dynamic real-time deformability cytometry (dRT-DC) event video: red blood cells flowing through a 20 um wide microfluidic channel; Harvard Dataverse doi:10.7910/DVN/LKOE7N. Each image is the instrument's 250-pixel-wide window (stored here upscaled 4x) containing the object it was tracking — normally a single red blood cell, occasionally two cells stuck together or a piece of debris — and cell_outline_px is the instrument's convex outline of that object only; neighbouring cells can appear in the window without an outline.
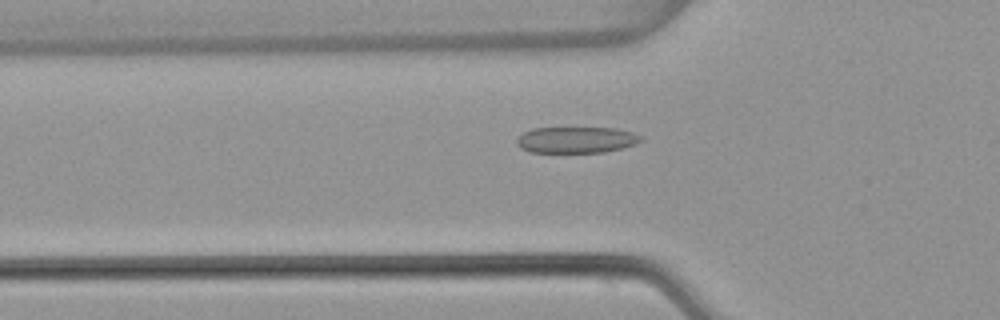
{"species": "common noctule bat (a hibernating species)", "species_latin": "Nyctalus noctula", "temperature_condition": "warm", "stored_images_in_passage": 49, "camera_frame_rate_fps": 3000, "um_per_image_px": 0.085, "animal": {"sex": "female", "body_mass_g": 22.7, "forearm_length_mm": 54.2}, "frame": {"image": 1, "passage_image": 14, "time_ms": 4.333, "image_size_px": [1000, 320], "cell_outline_px": [[644, 140], [636, 144], [604, 152], [532, 152], [520, 148], [516, 144], [516, 140], [524, 132], [532, 128], [616, 128], [632, 132], [644, 136]], "centroid_in_image_um": [49.02, 11.88], "position_along_channel_um": 76.8, "area_um2": 19.02}}
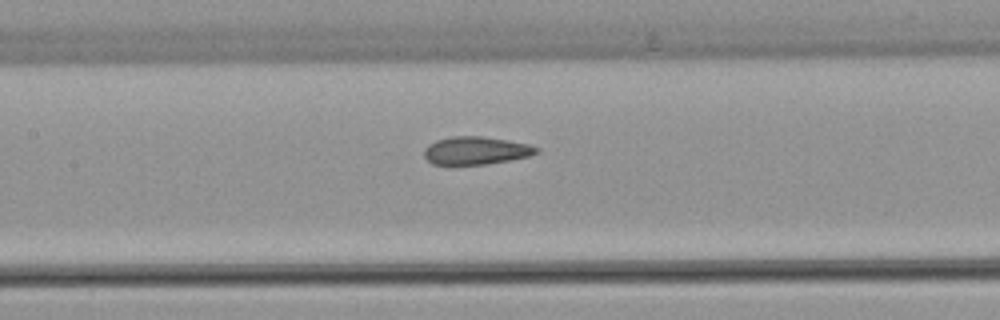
{"frame": {"image": 2, "passage_image": 21, "time_ms": 6.667, "image_size_px": [1000, 320], "cell_outline_px": [[540, 152], [528, 156], [508, 160], [484, 164], [432, 164], [424, 156], [424, 148], [428, 144], [436, 140], [452, 136], [484, 136], [508, 140], [528, 144], [540, 148]], "centroid_in_image_um": [40.45, 12.78], "position_along_channel_um": 167.0, "area_um2": 18.21}}
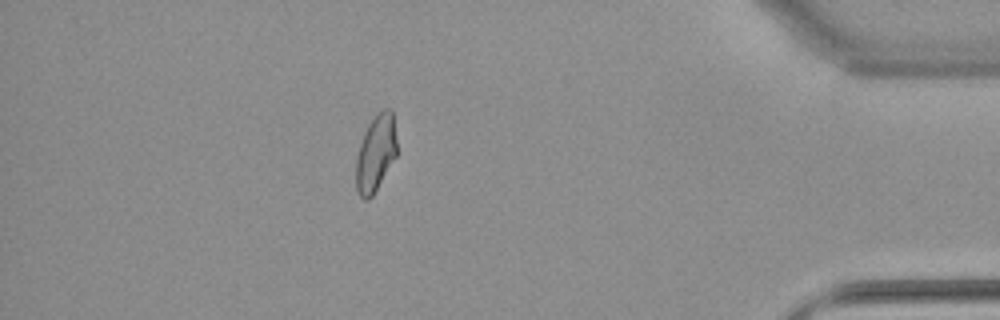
{"frame": {"image": 3, "passage_image": 43, "time_ms": 14.0, "image_size_px": [1000, 320], "cell_outline_px": [[396, 156], [372, 196], [368, 200], [364, 200], [360, 196], [356, 188], [356, 156], [364, 132], [368, 124], [376, 112], [384, 108], [392, 108], [396, 140]], "centroid_in_image_um": [31.92, 12.99], "position_along_channel_um": 403.3, "area_um2": 18.26}, "authors_computed_cell_mechanics": {"area_um2": 18.9006, "velocity_mm_per_s": 3.8242, "shape_relaxation_time_tau1_ms": 11.0651, "shape_relaxation_time_tau2_ms": 1.3456, "deformation_change_tau1": 0.2407, "deformation_change_tau2": 0.0813}}